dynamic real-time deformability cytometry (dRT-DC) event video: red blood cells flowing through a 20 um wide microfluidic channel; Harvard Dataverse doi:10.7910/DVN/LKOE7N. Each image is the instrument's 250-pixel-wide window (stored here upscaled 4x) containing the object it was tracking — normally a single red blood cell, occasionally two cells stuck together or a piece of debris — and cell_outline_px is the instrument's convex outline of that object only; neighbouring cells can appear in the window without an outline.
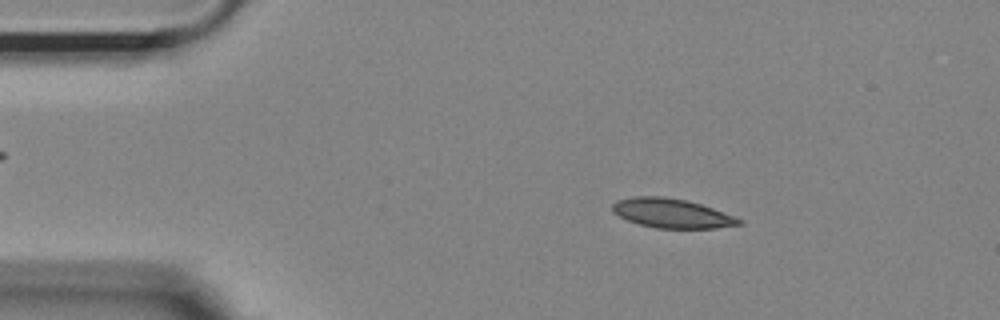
{"species": "Egyptian fruit bat (a non-hibernating species)", "species_latin": "Rousettus aegyptiacus", "temperature_condition": "room temperature", "stored_images_in_passage": 51, "camera_frame_rate_fps": 3000, "um_per_image_px": 0.085, "animal": {"sex": "female"}, "frame": {"image": 1, "passage_image": 6, "time_ms": 1.667, "image_size_px": [1000, 320], "cell_outline_px": [[744, 224], [716, 228], [656, 228], [640, 224], [628, 220], [612, 212], [612, 204], [616, 200], [632, 196], [664, 196], [688, 200], [712, 208], [744, 220]], "centroid_in_image_um": [57.1, 18.12], "position_along_channel_um": 27.9, "area_um2": 21.68}}
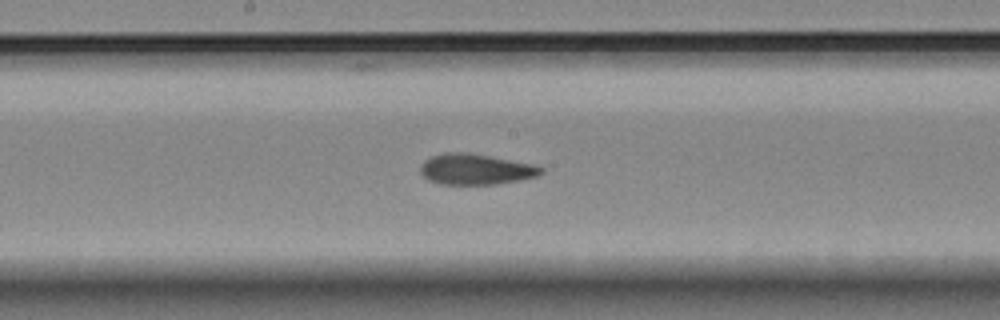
{"frame": {"image": 2, "passage_image": 25, "time_ms": 8.0, "image_size_px": [1000, 320], "cell_outline_px": [[544, 172], [536, 176], [496, 184], [440, 184], [428, 180], [420, 172], [420, 164], [424, 160], [432, 156], [444, 152], [468, 152], [532, 164], [544, 168]], "centroid_in_image_um": [40.38, 14.38], "position_along_channel_um": 207.8, "area_um2": 21.5}}
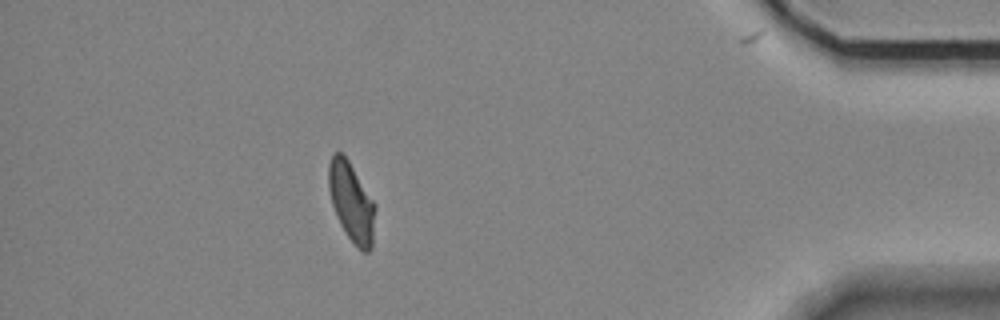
{"frame": {"image": 3, "passage_image": 45, "time_ms": 14.667, "image_size_px": [1000, 320], "cell_outline_px": [[376, 208], [372, 248], [368, 252], [360, 252], [356, 248], [340, 224], [336, 216], [332, 204], [328, 188], [328, 164], [332, 152], [340, 152], [348, 160], [372, 200]], "centroid_in_image_um": [29.86, 17.22], "position_along_channel_um": 405.3, "area_um2": 21.5}, "authors_computed_cell_mechanics": {"area_um2": 21.9062, "velocity_mm_per_s": 3.6719, "shape_relaxation_time_tau1_ms": 5.5326, "shape_relaxation_time_tau2_ms": 2.7095, "deformation_change_tau1": 0.1469, "deformation_change_tau2": 0.0731}}